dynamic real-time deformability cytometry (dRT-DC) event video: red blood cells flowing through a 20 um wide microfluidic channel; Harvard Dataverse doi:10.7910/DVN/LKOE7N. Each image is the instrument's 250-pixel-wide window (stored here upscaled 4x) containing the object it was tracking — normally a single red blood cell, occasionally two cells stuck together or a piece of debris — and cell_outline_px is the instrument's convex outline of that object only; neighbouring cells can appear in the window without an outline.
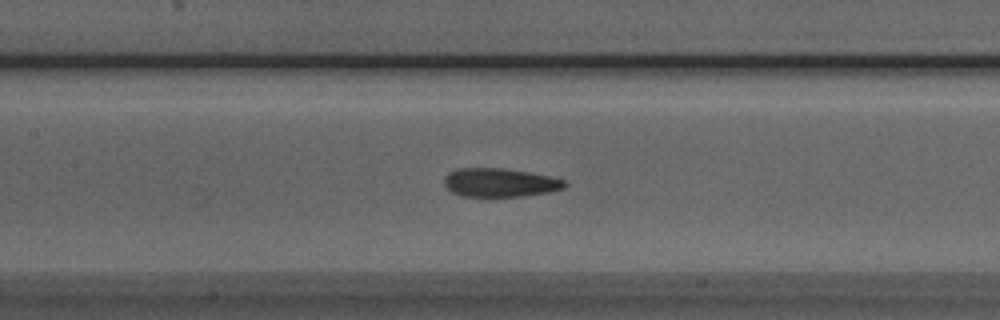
{"species": "Egyptian fruit bat (a non-hibernating species)", "species_latin": "Rousettus aegyptiacus", "temperature_condition": "room temperature", "stored_images_in_passage": 50, "camera_frame_rate_fps": 3000, "um_per_image_px": 0.085, "animal": {"sex": "male"}, "frame": {"image": 1, "passage_image": 22, "time_ms": 7.0, "image_size_px": [1000, 320], "cell_outline_px": [[568, 184], [564, 188], [548, 192], [524, 196], [460, 196], [452, 192], [444, 184], [444, 176], [448, 172], [460, 168], [504, 168], [528, 172], [548, 176], [564, 180]], "centroid_in_image_um": [42.47, 15.51], "position_along_channel_um": 164.9, "area_um2": 20.06}}
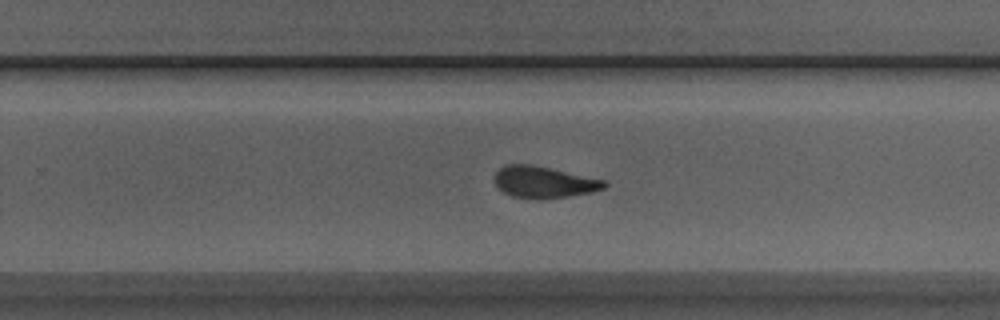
{"frame": {"image": 2, "passage_image": 31, "time_ms": 10.0, "image_size_px": [1000, 320], "cell_outline_px": [[608, 184], [604, 188], [592, 192], [568, 196], [540, 200], [512, 196], [504, 192], [496, 184], [496, 172], [500, 168], [508, 164], [532, 164], [604, 180]], "centroid_in_image_um": [46.24, 15.49], "position_along_channel_um": 283.6, "area_um2": 20.0}}
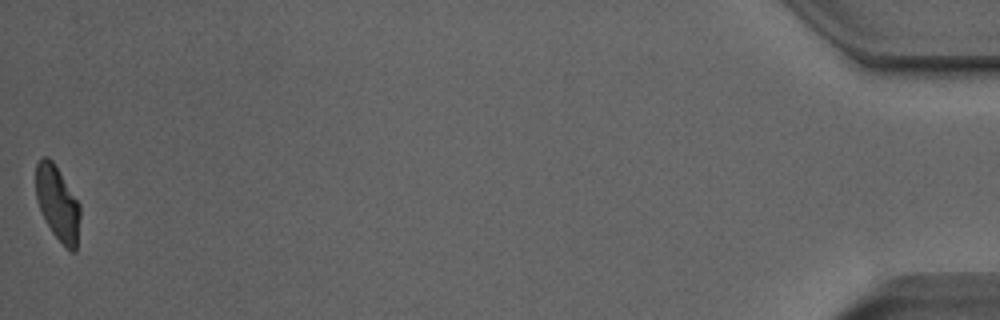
{"frame": {"image": 3, "passage_image": 50, "time_ms": 16.333, "image_size_px": [1000, 320], "cell_outline_px": [[80, 216], [76, 252], [72, 252], [64, 248], [52, 232], [36, 200], [36, 164], [40, 156], [48, 156], [52, 160], [80, 204]], "centroid_in_image_um": [4.9, 17.29], "position_along_channel_um": 430.3, "area_um2": 19.25}, "authors_computed_cell_mechanics": {"area_um2": 20.5768, "velocity_mm_per_s": 3.9725, "shape_relaxation_time_tau1_ms": 4.1124, "shape_relaxation_time_tau2_ms": 2.0608, "deformation_change_tau1": 0.1753, "deformation_change_tau2": 0.1014}}